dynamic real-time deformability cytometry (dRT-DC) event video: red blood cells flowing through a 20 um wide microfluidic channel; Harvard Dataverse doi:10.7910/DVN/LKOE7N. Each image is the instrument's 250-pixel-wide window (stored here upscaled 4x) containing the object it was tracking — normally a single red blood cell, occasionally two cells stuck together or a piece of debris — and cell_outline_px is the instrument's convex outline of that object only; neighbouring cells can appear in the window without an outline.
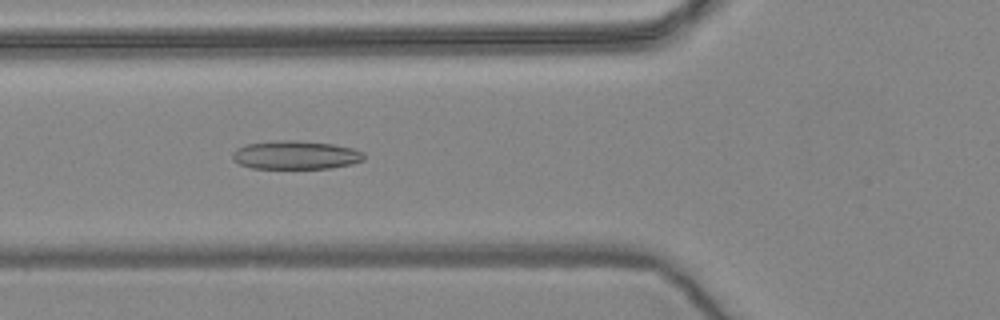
{"species": "common noctule bat (a hibernating species)", "species_latin": "Nyctalus noctula", "temperature_condition": "warm", "stored_images_in_passage": 43, "camera_frame_rate_fps": 3000, "um_per_image_px": 0.085, "animal": {"sex": "female", "body_mass_g": 24.6, "forearm_length_mm": 56.2}, "frame": {"image": 1, "passage_image": 7, "time_ms": 2.0, "image_size_px": [1000, 320], "cell_outline_px": [[364, 160], [352, 164], [328, 168], [252, 168], [240, 164], [232, 160], [232, 152], [236, 148], [244, 144], [276, 140], [296, 140], [332, 144], [352, 148], [364, 152]], "centroid_in_image_um": [25.1, 13.17], "position_along_channel_um": 100.7, "area_um2": 21.96}}
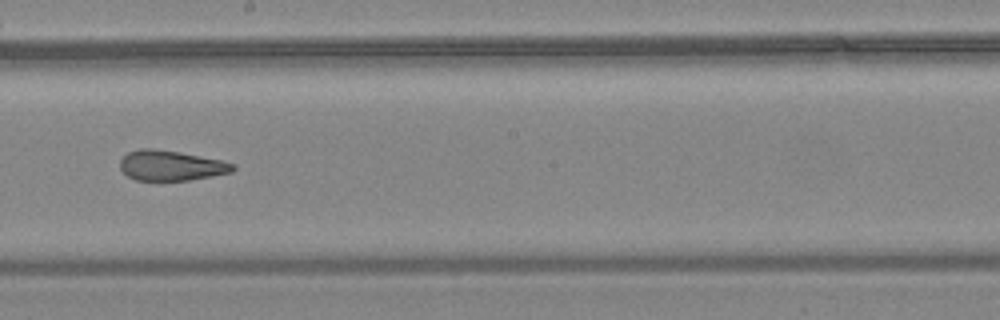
{"frame": {"image": 2, "passage_image": 18, "time_ms": 5.667, "image_size_px": [1000, 320], "cell_outline_px": [[236, 168], [232, 172], [212, 176], [188, 180], [136, 180], [128, 176], [120, 168], [120, 160], [128, 152], [140, 148], [152, 148], [180, 152], [220, 160], [236, 164]], "centroid_in_image_um": [14.54, 14.06], "position_along_channel_um": 233.7, "area_um2": 19.77}}
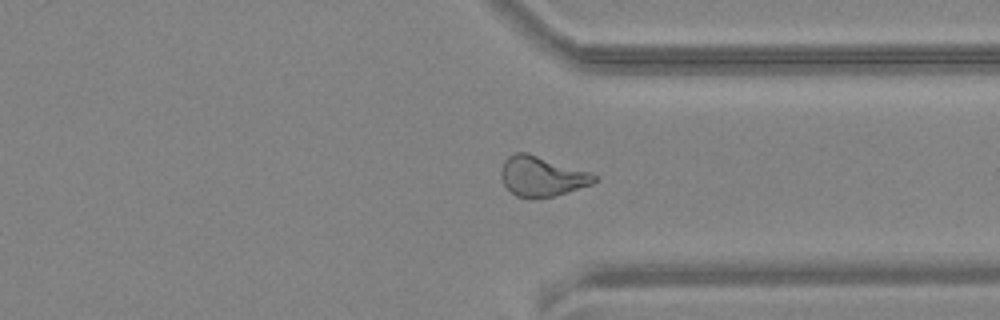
{"frame": {"image": 3, "passage_image": 29, "time_ms": 9.333, "image_size_px": [1000, 320], "cell_outline_px": [[600, 180], [592, 184], [552, 196], [532, 200], [528, 200], [516, 196], [504, 184], [500, 176], [500, 168], [504, 160], [508, 156], [516, 152], [528, 152], [592, 172]], "centroid_in_image_um": [46.05, 14.98], "position_along_channel_um": 365.4, "area_um2": 22.2}, "authors_computed_cell_mechanics": {"area_um2": 21.2126, "velocity_mm_per_s": 3.6207, "shape_relaxation_time_tau1_ms": null, "shape_relaxation_time_tau2_ms": 2.3874, "deformation_change_tau1": null, "deformation_change_tau2": 0.1066}}